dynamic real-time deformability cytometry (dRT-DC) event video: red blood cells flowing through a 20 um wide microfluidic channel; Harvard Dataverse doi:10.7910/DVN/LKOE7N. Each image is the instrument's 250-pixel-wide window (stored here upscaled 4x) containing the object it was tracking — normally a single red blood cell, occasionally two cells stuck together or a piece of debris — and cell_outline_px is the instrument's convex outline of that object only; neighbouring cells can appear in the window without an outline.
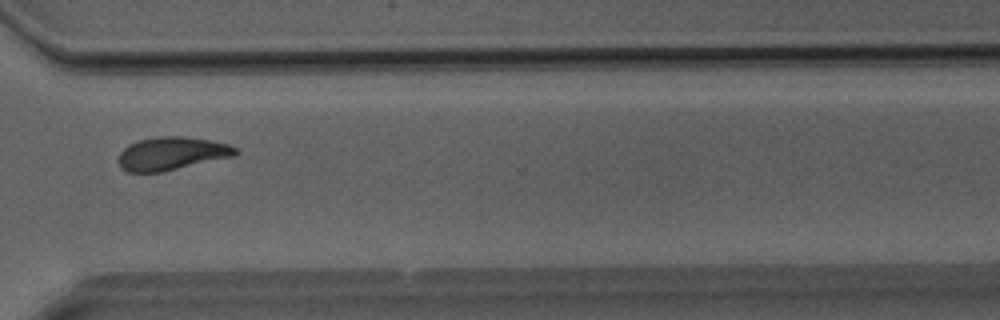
{"species": "Egyptian fruit bat (a non-hibernating species)", "species_latin": "Rousettus aegyptiacus", "temperature_condition": "room temperature", "stored_images_in_passage": 32, "camera_frame_rate_fps": 3000, "um_per_image_px": 0.085, "animal": {"sex": "male"}, "frame": {"image": 1, "passage_image": 22, "time_ms": 7.0, "image_size_px": [1000, 320], "cell_outline_px": [[240, 152], [236, 156], [164, 172], [128, 172], [120, 168], [116, 160], [120, 152], [128, 144], [140, 140], [156, 136], [184, 136], [208, 140], [228, 144], [236, 148]], "centroid_in_image_um": [14.58, 13.06], "position_along_channel_um": 356.0, "area_um2": 23.0}}
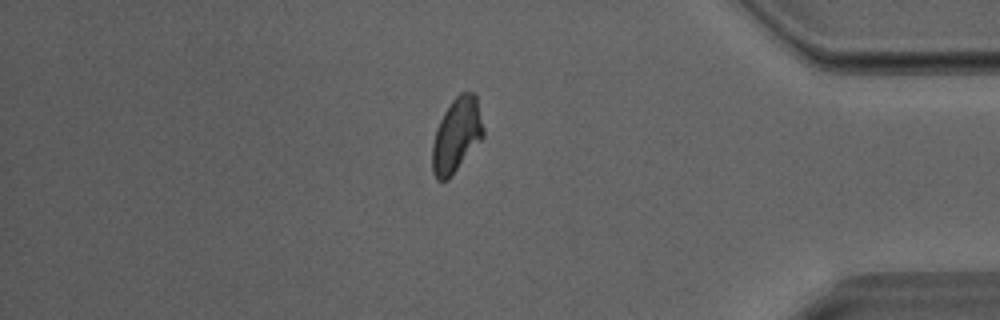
{"frame": {"image": 2, "passage_image": 26, "time_ms": 8.333, "image_size_px": [1000, 320], "cell_outline_px": [[484, 136], [452, 176], [448, 180], [436, 180], [432, 172], [432, 144], [436, 128], [444, 112], [452, 100], [460, 92], [472, 92], [476, 96], [484, 128]], "centroid_in_image_um": [38.8, 11.5], "position_along_channel_um": 396.4, "area_um2": 22.2}}
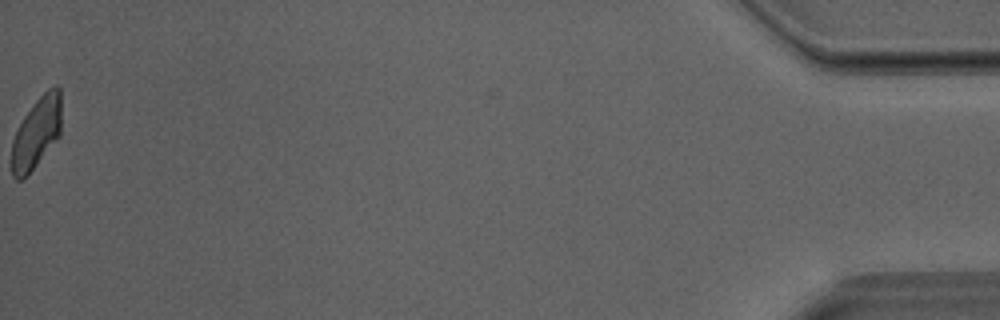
{"frame": {"image": 3, "passage_image": 32, "time_ms": 10.333, "image_size_px": [1000, 320], "cell_outline_px": [[60, 136], [28, 176], [24, 180], [16, 180], [12, 176], [12, 140], [24, 116], [36, 100], [48, 88], [56, 84], [60, 88]], "centroid_in_image_um": [3.1, 11.33], "position_along_channel_um": 432.1, "area_um2": 20.69}}